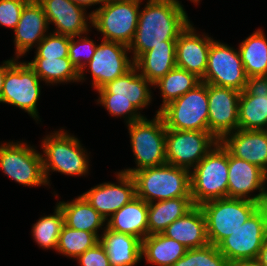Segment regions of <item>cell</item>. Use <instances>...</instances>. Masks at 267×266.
Wrapping results in <instances>:
<instances>
[{
  "instance_id": "6da1fadb",
  "label": "cell",
  "mask_w": 267,
  "mask_h": 266,
  "mask_svg": "<svg viewBox=\"0 0 267 266\" xmlns=\"http://www.w3.org/2000/svg\"><path fill=\"white\" fill-rule=\"evenodd\" d=\"M139 12L136 33L128 48L134 62L154 46L176 41L192 22L184 5L175 0H147Z\"/></svg>"
},
{
  "instance_id": "7a4b0ae2",
  "label": "cell",
  "mask_w": 267,
  "mask_h": 266,
  "mask_svg": "<svg viewBox=\"0 0 267 266\" xmlns=\"http://www.w3.org/2000/svg\"><path fill=\"white\" fill-rule=\"evenodd\" d=\"M153 85L134 66L123 76L117 77L96 90V104L102 105L112 117L124 119L125 124L143 119L141 114L152 104Z\"/></svg>"
},
{
  "instance_id": "3957f363",
  "label": "cell",
  "mask_w": 267,
  "mask_h": 266,
  "mask_svg": "<svg viewBox=\"0 0 267 266\" xmlns=\"http://www.w3.org/2000/svg\"><path fill=\"white\" fill-rule=\"evenodd\" d=\"M43 173L47 185L51 186L52 172L67 176H88L90 153L77 138L64 127L51 131L41 140Z\"/></svg>"
},
{
  "instance_id": "277c9868",
  "label": "cell",
  "mask_w": 267,
  "mask_h": 266,
  "mask_svg": "<svg viewBox=\"0 0 267 266\" xmlns=\"http://www.w3.org/2000/svg\"><path fill=\"white\" fill-rule=\"evenodd\" d=\"M136 196L147 203L191 197L190 171L165 163L146 167L132 174Z\"/></svg>"
},
{
  "instance_id": "5b68a950",
  "label": "cell",
  "mask_w": 267,
  "mask_h": 266,
  "mask_svg": "<svg viewBox=\"0 0 267 266\" xmlns=\"http://www.w3.org/2000/svg\"><path fill=\"white\" fill-rule=\"evenodd\" d=\"M154 116L148 119L145 115L143 119L126 125L136 167H126L120 172L132 175L137 170L167 163L165 149L167 129L163 117L159 113Z\"/></svg>"
},
{
  "instance_id": "8992f818",
  "label": "cell",
  "mask_w": 267,
  "mask_h": 266,
  "mask_svg": "<svg viewBox=\"0 0 267 266\" xmlns=\"http://www.w3.org/2000/svg\"><path fill=\"white\" fill-rule=\"evenodd\" d=\"M194 205L228 197V151L218 142L190 171Z\"/></svg>"
},
{
  "instance_id": "52a82bcc",
  "label": "cell",
  "mask_w": 267,
  "mask_h": 266,
  "mask_svg": "<svg viewBox=\"0 0 267 266\" xmlns=\"http://www.w3.org/2000/svg\"><path fill=\"white\" fill-rule=\"evenodd\" d=\"M142 2L143 0H108L99 9L90 11L91 27L102 34L100 40L129 46L136 33Z\"/></svg>"
},
{
  "instance_id": "ba28073f",
  "label": "cell",
  "mask_w": 267,
  "mask_h": 266,
  "mask_svg": "<svg viewBox=\"0 0 267 266\" xmlns=\"http://www.w3.org/2000/svg\"><path fill=\"white\" fill-rule=\"evenodd\" d=\"M261 205L237 198H220L200 205L206 219L209 243L217 246L241 227Z\"/></svg>"
},
{
  "instance_id": "9c48e42d",
  "label": "cell",
  "mask_w": 267,
  "mask_h": 266,
  "mask_svg": "<svg viewBox=\"0 0 267 266\" xmlns=\"http://www.w3.org/2000/svg\"><path fill=\"white\" fill-rule=\"evenodd\" d=\"M0 170L9 179L25 187H48L41 152L25 140L0 142Z\"/></svg>"
},
{
  "instance_id": "30bf717a",
  "label": "cell",
  "mask_w": 267,
  "mask_h": 266,
  "mask_svg": "<svg viewBox=\"0 0 267 266\" xmlns=\"http://www.w3.org/2000/svg\"><path fill=\"white\" fill-rule=\"evenodd\" d=\"M208 84L200 82L183 96L166 105L159 114L166 129L209 131Z\"/></svg>"
},
{
  "instance_id": "8fae6325",
  "label": "cell",
  "mask_w": 267,
  "mask_h": 266,
  "mask_svg": "<svg viewBox=\"0 0 267 266\" xmlns=\"http://www.w3.org/2000/svg\"><path fill=\"white\" fill-rule=\"evenodd\" d=\"M18 59L5 74L1 103L27 112L36 123L41 122L37 109L41 95V79L26 60Z\"/></svg>"
},
{
  "instance_id": "7c38bea8",
  "label": "cell",
  "mask_w": 267,
  "mask_h": 266,
  "mask_svg": "<svg viewBox=\"0 0 267 266\" xmlns=\"http://www.w3.org/2000/svg\"><path fill=\"white\" fill-rule=\"evenodd\" d=\"M133 67L134 60L127 45L101 40L92 59L79 71V82H85V73L90 72V84L96 91L117 77L123 76Z\"/></svg>"
},
{
  "instance_id": "4fadbf2b",
  "label": "cell",
  "mask_w": 267,
  "mask_h": 266,
  "mask_svg": "<svg viewBox=\"0 0 267 266\" xmlns=\"http://www.w3.org/2000/svg\"><path fill=\"white\" fill-rule=\"evenodd\" d=\"M267 238V206H260L232 235L223 239L217 248L229 263L257 259Z\"/></svg>"
},
{
  "instance_id": "5bb4252c",
  "label": "cell",
  "mask_w": 267,
  "mask_h": 266,
  "mask_svg": "<svg viewBox=\"0 0 267 266\" xmlns=\"http://www.w3.org/2000/svg\"><path fill=\"white\" fill-rule=\"evenodd\" d=\"M247 80L248 76L238 48L214 39L208 52L205 75L201 81L242 92Z\"/></svg>"
},
{
  "instance_id": "9a60e30c",
  "label": "cell",
  "mask_w": 267,
  "mask_h": 266,
  "mask_svg": "<svg viewBox=\"0 0 267 266\" xmlns=\"http://www.w3.org/2000/svg\"><path fill=\"white\" fill-rule=\"evenodd\" d=\"M219 141L209 131H166V162L191 171Z\"/></svg>"
},
{
  "instance_id": "2e32d148",
  "label": "cell",
  "mask_w": 267,
  "mask_h": 266,
  "mask_svg": "<svg viewBox=\"0 0 267 266\" xmlns=\"http://www.w3.org/2000/svg\"><path fill=\"white\" fill-rule=\"evenodd\" d=\"M266 183L267 176L263 169L228 152V198L245 199L261 206L266 205Z\"/></svg>"
},
{
  "instance_id": "e0dca14e",
  "label": "cell",
  "mask_w": 267,
  "mask_h": 266,
  "mask_svg": "<svg viewBox=\"0 0 267 266\" xmlns=\"http://www.w3.org/2000/svg\"><path fill=\"white\" fill-rule=\"evenodd\" d=\"M115 176L117 182H103L81 194L105 221L136 197L133 176L120 171Z\"/></svg>"
},
{
  "instance_id": "ac0fdd59",
  "label": "cell",
  "mask_w": 267,
  "mask_h": 266,
  "mask_svg": "<svg viewBox=\"0 0 267 266\" xmlns=\"http://www.w3.org/2000/svg\"><path fill=\"white\" fill-rule=\"evenodd\" d=\"M240 94L231 88L208 84V127L218 141L238 129Z\"/></svg>"
},
{
  "instance_id": "d6986e66",
  "label": "cell",
  "mask_w": 267,
  "mask_h": 266,
  "mask_svg": "<svg viewBox=\"0 0 267 266\" xmlns=\"http://www.w3.org/2000/svg\"><path fill=\"white\" fill-rule=\"evenodd\" d=\"M46 15L50 32L66 35L80 36L91 32L92 14L70 0H37Z\"/></svg>"
},
{
  "instance_id": "ffe728a7",
  "label": "cell",
  "mask_w": 267,
  "mask_h": 266,
  "mask_svg": "<svg viewBox=\"0 0 267 266\" xmlns=\"http://www.w3.org/2000/svg\"><path fill=\"white\" fill-rule=\"evenodd\" d=\"M238 128L267 130V76L248 77L239 98Z\"/></svg>"
},
{
  "instance_id": "44dd1931",
  "label": "cell",
  "mask_w": 267,
  "mask_h": 266,
  "mask_svg": "<svg viewBox=\"0 0 267 266\" xmlns=\"http://www.w3.org/2000/svg\"><path fill=\"white\" fill-rule=\"evenodd\" d=\"M42 6L37 0H29L20 15L14 32V58L20 59L32 51L50 32Z\"/></svg>"
},
{
  "instance_id": "7402d4cb",
  "label": "cell",
  "mask_w": 267,
  "mask_h": 266,
  "mask_svg": "<svg viewBox=\"0 0 267 266\" xmlns=\"http://www.w3.org/2000/svg\"><path fill=\"white\" fill-rule=\"evenodd\" d=\"M191 22L176 39V66L202 79L207 68L208 52L213 37L201 32Z\"/></svg>"
},
{
  "instance_id": "603a6c76",
  "label": "cell",
  "mask_w": 267,
  "mask_h": 266,
  "mask_svg": "<svg viewBox=\"0 0 267 266\" xmlns=\"http://www.w3.org/2000/svg\"><path fill=\"white\" fill-rule=\"evenodd\" d=\"M219 142L232 156L255 164L267 173V130L238 128Z\"/></svg>"
},
{
  "instance_id": "cb8c5ba5",
  "label": "cell",
  "mask_w": 267,
  "mask_h": 266,
  "mask_svg": "<svg viewBox=\"0 0 267 266\" xmlns=\"http://www.w3.org/2000/svg\"><path fill=\"white\" fill-rule=\"evenodd\" d=\"M162 234L183 244L186 249L202 248L210 244L205 215L198 205L175 220Z\"/></svg>"
},
{
  "instance_id": "d4e9b609",
  "label": "cell",
  "mask_w": 267,
  "mask_h": 266,
  "mask_svg": "<svg viewBox=\"0 0 267 266\" xmlns=\"http://www.w3.org/2000/svg\"><path fill=\"white\" fill-rule=\"evenodd\" d=\"M106 227L142 241L148 236V203L136 196L108 219Z\"/></svg>"
},
{
  "instance_id": "484cf974",
  "label": "cell",
  "mask_w": 267,
  "mask_h": 266,
  "mask_svg": "<svg viewBox=\"0 0 267 266\" xmlns=\"http://www.w3.org/2000/svg\"><path fill=\"white\" fill-rule=\"evenodd\" d=\"M100 242L111 266H137L142 260V241L132 235L109 230L101 233Z\"/></svg>"
},
{
  "instance_id": "4316f807",
  "label": "cell",
  "mask_w": 267,
  "mask_h": 266,
  "mask_svg": "<svg viewBox=\"0 0 267 266\" xmlns=\"http://www.w3.org/2000/svg\"><path fill=\"white\" fill-rule=\"evenodd\" d=\"M71 200L66 202L57 200L56 203L63 212L64 224L78 231L94 233L100 239V233L105 231L107 221L82 195Z\"/></svg>"
},
{
  "instance_id": "83f0119b",
  "label": "cell",
  "mask_w": 267,
  "mask_h": 266,
  "mask_svg": "<svg viewBox=\"0 0 267 266\" xmlns=\"http://www.w3.org/2000/svg\"><path fill=\"white\" fill-rule=\"evenodd\" d=\"M134 66L153 85L176 66V41L154 46L143 53Z\"/></svg>"
},
{
  "instance_id": "f1b7e54d",
  "label": "cell",
  "mask_w": 267,
  "mask_h": 266,
  "mask_svg": "<svg viewBox=\"0 0 267 266\" xmlns=\"http://www.w3.org/2000/svg\"><path fill=\"white\" fill-rule=\"evenodd\" d=\"M194 206L191 197H179L148 203V235L162 233Z\"/></svg>"
},
{
  "instance_id": "f546056e",
  "label": "cell",
  "mask_w": 267,
  "mask_h": 266,
  "mask_svg": "<svg viewBox=\"0 0 267 266\" xmlns=\"http://www.w3.org/2000/svg\"><path fill=\"white\" fill-rule=\"evenodd\" d=\"M186 251L183 244L162 233L148 235L142 240V260L152 266H172Z\"/></svg>"
},
{
  "instance_id": "4dcf8cb0",
  "label": "cell",
  "mask_w": 267,
  "mask_h": 266,
  "mask_svg": "<svg viewBox=\"0 0 267 266\" xmlns=\"http://www.w3.org/2000/svg\"><path fill=\"white\" fill-rule=\"evenodd\" d=\"M238 51L248 77L267 76V36L263 29L242 40Z\"/></svg>"
},
{
  "instance_id": "1f68e13d",
  "label": "cell",
  "mask_w": 267,
  "mask_h": 266,
  "mask_svg": "<svg viewBox=\"0 0 267 266\" xmlns=\"http://www.w3.org/2000/svg\"><path fill=\"white\" fill-rule=\"evenodd\" d=\"M26 62L47 86L79 83L80 72L69 57L33 58Z\"/></svg>"
},
{
  "instance_id": "d6a6232c",
  "label": "cell",
  "mask_w": 267,
  "mask_h": 266,
  "mask_svg": "<svg viewBox=\"0 0 267 266\" xmlns=\"http://www.w3.org/2000/svg\"><path fill=\"white\" fill-rule=\"evenodd\" d=\"M201 82L195 74L175 66L165 76L153 84V89L160 91L162 103L156 113H159L166 105L183 96Z\"/></svg>"
},
{
  "instance_id": "836d02e7",
  "label": "cell",
  "mask_w": 267,
  "mask_h": 266,
  "mask_svg": "<svg viewBox=\"0 0 267 266\" xmlns=\"http://www.w3.org/2000/svg\"><path fill=\"white\" fill-rule=\"evenodd\" d=\"M64 225V215L60 207L56 204L53 214L42 215L36 223L32 225L31 235L33 242L39 248L54 250L56 252L59 235Z\"/></svg>"
},
{
  "instance_id": "e575fe53",
  "label": "cell",
  "mask_w": 267,
  "mask_h": 266,
  "mask_svg": "<svg viewBox=\"0 0 267 266\" xmlns=\"http://www.w3.org/2000/svg\"><path fill=\"white\" fill-rule=\"evenodd\" d=\"M99 241L100 239L94 233L78 231L64 224L59 235L56 252L76 260Z\"/></svg>"
},
{
  "instance_id": "d590c367",
  "label": "cell",
  "mask_w": 267,
  "mask_h": 266,
  "mask_svg": "<svg viewBox=\"0 0 267 266\" xmlns=\"http://www.w3.org/2000/svg\"><path fill=\"white\" fill-rule=\"evenodd\" d=\"M172 266H229L217 246L209 244L202 248L187 249L185 255Z\"/></svg>"
},
{
  "instance_id": "8d00e7d4",
  "label": "cell",
  "mask_w": 267,
  "mask_h": 266,
  "mask_svg": "<svg viewBox=\"0 0 267 266\" xmlns=\"http://www.w3.org/2000/svg\"><path fill=\"white\" fill-rule=\"evenodd\" d=\"M89 33L70 38L68 57L78 71L84 68L96 51L97 43L88 36Z\"/></svg>"
},
{
  "instance_id": "74e56055",
  "label": "cell",
  "mask_w": 267,
  "mask_h": 266,
  "mask_svg": "<svg viewBox=\"0 0 267 266\" xmlns=\"http://www.w3.org/2000/svg\"><path fill=\"white\" fill-rule=\"evenodd\" d=\"M70 36L49 32L35 47L34 58L68 57Z\"/></svg>"
},
{
  "instance_id": "f35d334b",
  "label": "cell",
  "mask_w": 267,
  "mask_h": 266,
  "mask_svg": "<svg viewBox=\"0 0 267 266\" xmlns=\"http://www.w3.org/2000/svg\"><path fill=\"white\" fill-rule=\"evenodd\" d=\"M29 0H0V26L14 30Z\"/></svg>"
},
{
  "instance_id": "ab89813d",
  "label": "cell",
  "mask_w": 267,
  "mask_h": 266,
  "mask_svg": "<svg viewBox=\"0 0 267 266\" xmlns=\"http://www.w3.org/2000/svg\"><path fill=\"white\" fill-rule=\"evenodd\" d=\"M75 261L78 262L79 266H111L108 254L100 241L81 254Z\"/></svg>"
},
{
  "instance_id": "60d3db41",
  "label": "cell",
  "mask_w": 267,
  "mask_h": 266,
  "mask_svg": "<svg viewBox=\"0 0 267 266\" xmlns=\"http://www.w3.org/2000/svg\"><path fill=\"white\" fill-rule=\"evenodd\" d=\"M11 57L12 58L10 59L2 61V63L0 64V103H1L3 83H4L6 71L18 60L17 58H14L13 56Z\"/></svg>"
},
{
  "instance_id": "b9f144b4",
  "label": "cell",
  "mask_w": 267,
  "mask_h": 266,
  "mask_svg": "<svg viewBox=\"0 0 267 266\" xmlns=\"http://www.w3.org/2000/svg\"><path fill=\"white\" fill-rule=\"evenodd\" d=\"M73 3H76L77 5L85 8L86 10L91 8L92 6H96L98 4V7L96 9H99L105 2L108 0H70Z\"/></svg>"
},
{
  "instance_id": "7bdbcfd3",
  "label": "cell",
  "mask_w": 267,
  "mask_h": 266,
  "mask_svg": "<svg viewBox=\"0 0 267 266\" xmlns=\"http://www.w3.org/2000/svg\"><path fill=\"white\" fill-rule=\"evenodd\" d=\"M229 266H263L257 259L238 260L229 263Z\"/></svg>"
},
{
  "instance_id": "ee69618b",
  "label": "cell",
  "mask_w": 267,
  "mask_h": 266,
  "mask_svg": "<svg viewBox=\"0 0 267 266\" xmlns=\"http://www.w3.org/2000/svg\"><path fill=\"white\" fill-rule=\"evenodd\" d=\"M257 260L263 265L267 266V238L262 246V248L259 251V254L257 256Z\"/></svg>"
},
{
  "instance_id": "f6af8a7d",
  "label": "cell",
  "mask_w": 267,
  "mask_h": 266,
  "mask_svg": "<svg viewBox=\"0 0 267 266\" xmlns=\"http://www.w3.org/2000/svg\"><path fill=\"white\" fill-rule=\"evenodd\" d=\"M175 1L182 4V1H180V0H175ZM189 1L192 2L194 5H200L199 3L202 0H189Z\"/></svg>"
}]
</instances>
